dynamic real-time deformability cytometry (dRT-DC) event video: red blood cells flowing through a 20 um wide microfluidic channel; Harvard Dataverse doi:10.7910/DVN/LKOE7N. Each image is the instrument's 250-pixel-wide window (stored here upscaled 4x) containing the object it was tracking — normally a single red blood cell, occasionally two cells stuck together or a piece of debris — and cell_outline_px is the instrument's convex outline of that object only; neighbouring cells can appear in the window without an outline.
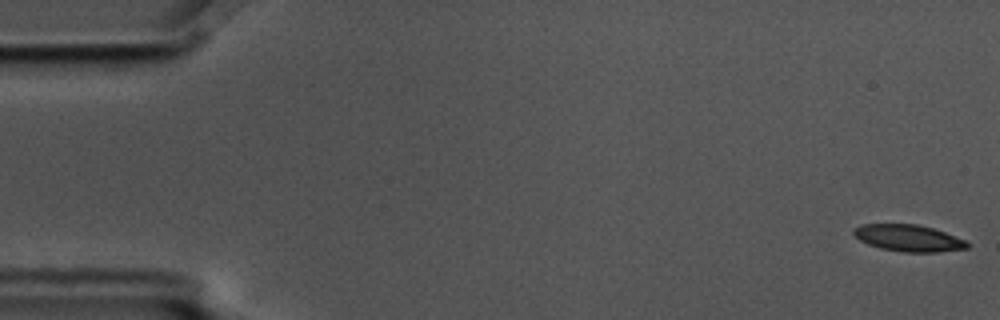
{"species": "common noctule bat (a hibernating species)", "species_latin": "Nyctalus noctula", "temperature_condition": "cold", "stored_images_in_passage": 15, "camera_frame_rate_fps": 3000, "um_per_image_px": 0.085, "animal": {"sex": "male", "body_mass_g": 17.5, "forearm_length_mm": 52.3}, "frame": {"image": 1, "passage_image": 1, "time_ms": 0.0, "image_size_px": [1000, 320], "cell_outline_px": [[968, 248], [936, 252], [904, 252], [880, 248], [868, 244], [860, 240], [852, 232], [856, 228], [864, 224], [916, 224], [932, 228], [944, 232], [964, 240], [968, 244]], "centroid_in_image_um": [77.21, 20.24], "position_along_channel_um": 7.8, "area_um2": 17.34}}
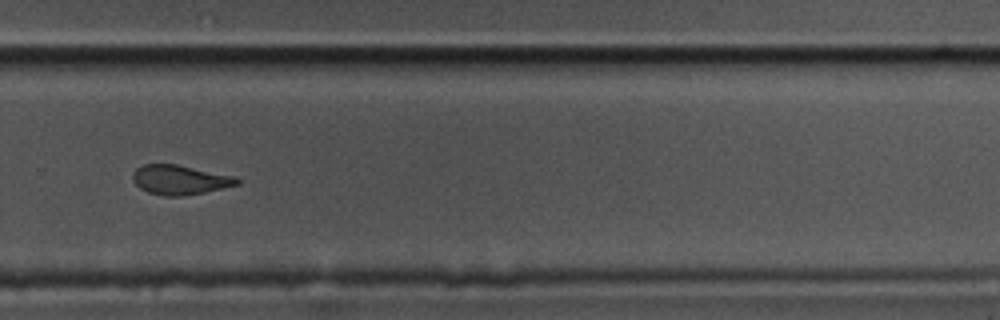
{"frame": {"image": 2, "passage_image": 11, "time_ms": 3.333, "image_size_px": [1000, 320], "cell_outline_px": [[240, 184], [204, 192], [180, 196], [164, 196], [148, 192], [140, 188], [132, 180], [132, 172], [136, 168], [144, 164], [176, 164], [232, 176], [240, 180]], "centroid_in_image_um": [15.24, 15.28], "position_along_channel_um": 314.6, "area_um2": 17.74}}
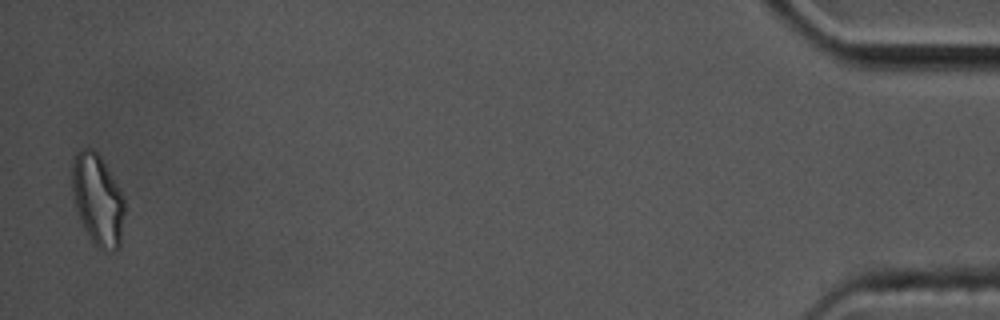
{"frame": {"image": 3, "passage_image": 15, "time_ms": 4.667, "image_size_px": [1000, 320], "cell_outline_px": [[124, 212], [120, 248], [116, 252], [104, 252], [88, 236], [80, 220], [76, 208], [72, 188], [72, 164], [76, 152], [84, 148], [92, 148], [100, 156], [124, 196]], "centroid_in_image_um": [8.31, 17.01], "position_along_channel_um": 426.9, "area_um2": 27.92}}